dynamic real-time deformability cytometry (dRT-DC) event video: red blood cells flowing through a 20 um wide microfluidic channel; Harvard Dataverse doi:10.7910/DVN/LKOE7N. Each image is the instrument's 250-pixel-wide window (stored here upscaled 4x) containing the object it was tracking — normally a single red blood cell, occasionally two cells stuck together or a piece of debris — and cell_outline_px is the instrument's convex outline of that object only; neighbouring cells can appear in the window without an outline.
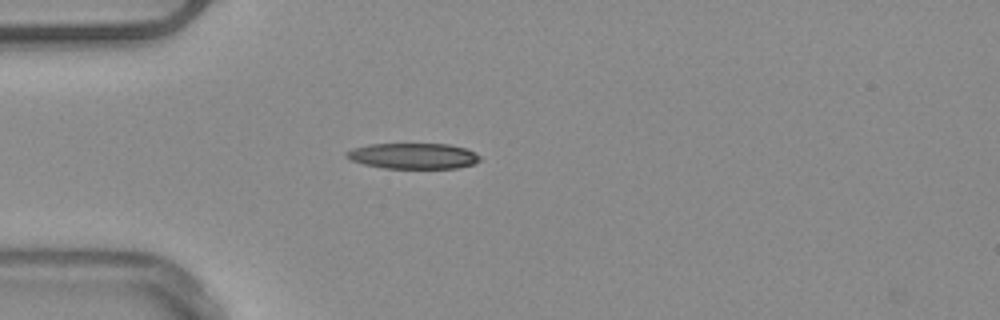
{"species": "common noctule bat (a hibernating species)", "species_latin": "Nyctalus noctula", "temperature_condition": "warm", "stored_images_in_passage": 14, "camera_frame_rate_fps": 3000, "um_per_image_px": 0.085, "animal": {"sex": "male", "body_mass_g": 20.4}, "frame": {"image": 1, "passage_image": 13, "time_ms": 4.0, "image_size_px": [1000, 320], "cell_outline_px": [[480, 160], [472, 164], [456, 168], [384, 168], [364, 164], [352, 160], [344, 156], [344, 152], [352, 148], [368, 144], [448, 144], [464, 148], [476, 152], [480, 156]], "centroid_in_image_um": [35.09, 13.25], "position_along_channel_um": 49.9, "area_um2": 20.0}}